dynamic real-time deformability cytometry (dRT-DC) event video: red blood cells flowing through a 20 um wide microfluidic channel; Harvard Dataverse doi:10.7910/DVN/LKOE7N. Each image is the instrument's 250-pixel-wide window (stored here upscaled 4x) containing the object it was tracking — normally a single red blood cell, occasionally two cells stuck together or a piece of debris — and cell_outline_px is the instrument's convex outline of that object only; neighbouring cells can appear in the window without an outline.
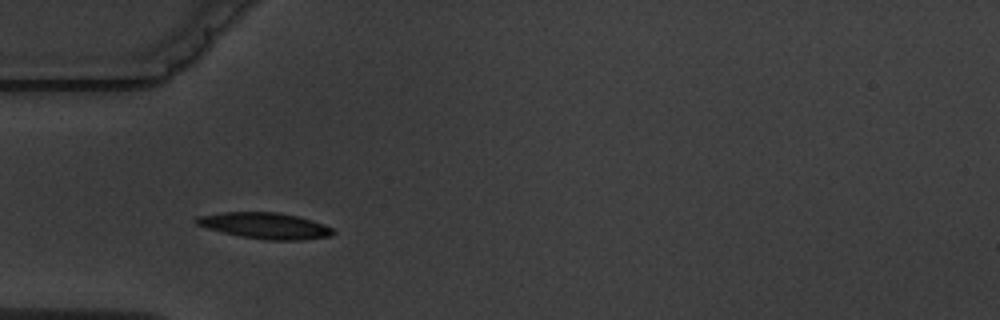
{"species": "common noctule bat (a hibernating species)", "species_latin": "Nyctalus noctula", "temperature_condition": "warm", "stored_images_in_passage": 5, "camera_frame_rate_fps": 3000, "um_per_image_px": 0.085, "animal": {"sex": "male", "body_mass_g": 19.5, "forearm_length_mm": 54.6}, "frame": {"image": 1, "passage_image": 4, "time_ms": 3.667, "image_size_px": [1000, 320], "cell_outline_px": [[336, 232], [332, 236], [300, 240], [268, 240], [240, 236], [208, 228], [196, 224], [192, 220], [196, 216], [220, 212], [276, 212], [296, 216], [312, 220], [324, 224], [332, 228]], "centroid_in_image_um": [22.52, 19.18], "position_along_channel_um": 62.5, "area_um2": 20.81}}
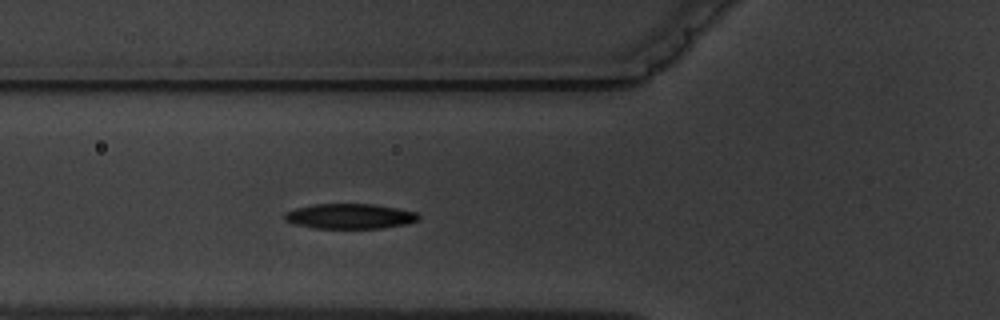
{"frame": {"image": 2, "passage_image": 5, "time_ms": 4.667, "image_size_px": [1000, 320], "cell_outline_px": [[420, 216], [416, 220], [408, 224], [380, 228], [316, 228], [296, 224], [284, 220], [284, 212], [296, 208], [312, 204], [376, 204], [416, 212]], "centroid_in_image_um": [29.72, 18.37], "position_along_channel_um": 96.1, "area_um2": 19.54}}